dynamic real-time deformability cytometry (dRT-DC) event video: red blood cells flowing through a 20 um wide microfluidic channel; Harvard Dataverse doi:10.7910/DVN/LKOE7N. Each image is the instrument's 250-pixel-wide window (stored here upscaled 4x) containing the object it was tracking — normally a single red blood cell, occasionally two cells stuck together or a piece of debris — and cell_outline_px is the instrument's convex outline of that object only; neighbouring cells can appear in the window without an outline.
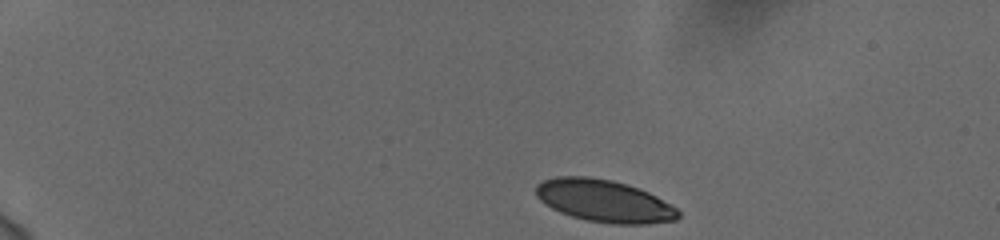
{"species": "human", "species_latin": "Homo sapiens", "temperature_condition": "cold", "stored_images_in_passage": 46, "camera_frame_rate_fps": 3000, "um_per_image_px": 0.085, "donor": {"sex": "female"}, "frame": {"image": 1, "passage_image": 1, "time_ms": 0.0, "image_size_px": [1000, 240], "cell_outline_px": [[680, 216], [676, 220], [640, 224], [620, 224], [588, 220], [572, 216], [552, 208], [536, 192], [536, 188], [544, 180], [560, 176], [584, 176], [608, 180], [624, 184], [648, 192], [676, 208], [680, 212]], "centroid_in_image_um": [51.4, 17.08], "position_along_channel_um": 33.6, "area_um2": 33.93}}
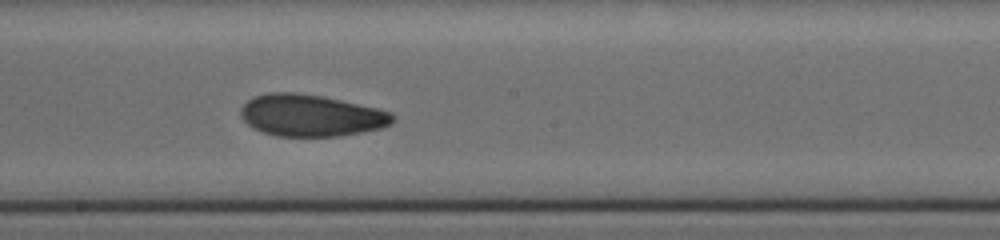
{"frame": {"image": 2, "passage_image": 24, "time_ms": 7.667, "image_size_px": [1000, 240], "cell_outline_px": [[392, 120], [388, 124], [380, 128], [336, 136], [280, 136], [264, 132], [248, 124], [244, 120], [240, 112], [244, 104], [248, 100], [256, 96], [272, 92], [292, 92], [320, 96], [376, 108], [388, 112], [392, 116]], "centroid_in_image_um": [26.38, 9.81], "position_along_channel_um": 221.8, "area_um2": 35.95}}
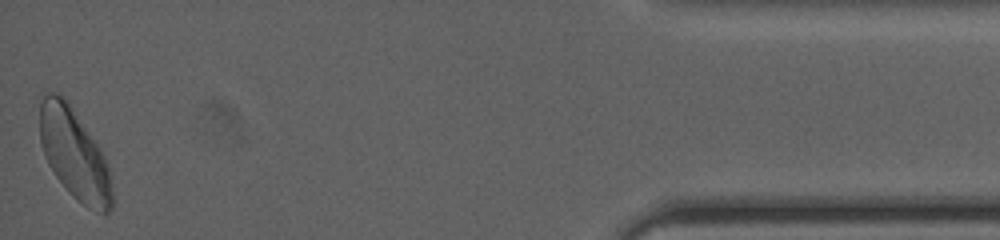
{"frame": {"image": 3, "passage_image": 46, "time_ms": 15.0, "image_size_px": [1000, 240], "cell_outline_px": [[112, 208], [108, 212], [100, 212], [88, 208], [72, 196], [56, 176], [48, 164], [40, 140], [40, 104], [44, 96], [52, 92], [60, 96], [68, 104], [96, 144], [104, 156], [108, 172], [112, 192]], "centroid_in_image_um": [6.3, 13.16], "position_along_channel_um": 428.9, "area_um2": 36.7}, "authors_computed_cell_mechanics": {"area_um2": 35.6337, "velocity_mm_per_s": 3.7236, "shape_relaxation_time_tau1_ms": 7.5775, "shape_relaxation_time_tau2_ms": 2.7222, "deformation_change_tau1": 0.1859, "deformation_change_tau2": 0.0715}}